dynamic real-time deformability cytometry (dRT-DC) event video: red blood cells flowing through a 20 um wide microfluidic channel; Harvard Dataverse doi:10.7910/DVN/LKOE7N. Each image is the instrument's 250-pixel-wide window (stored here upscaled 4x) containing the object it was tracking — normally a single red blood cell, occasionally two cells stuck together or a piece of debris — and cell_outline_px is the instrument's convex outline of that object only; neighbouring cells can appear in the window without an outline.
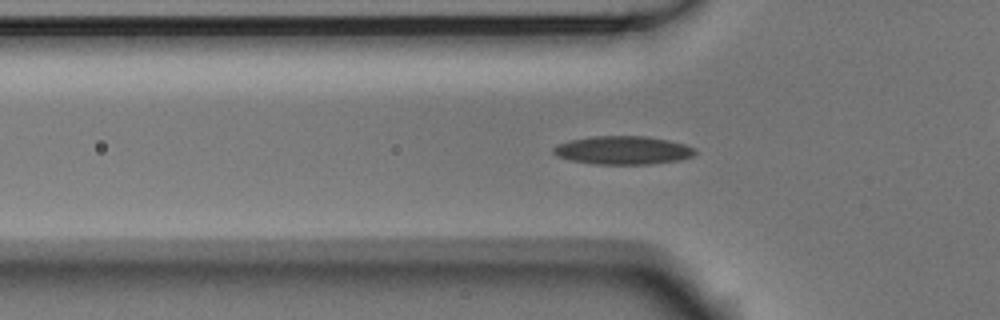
{"species": "Egyptian fruit bat (a non-hibernating species)", "species_latin": "Rousettus aegyptiacus", "temperature_condition": "room temperature", "stored_images_in_passage": 51, "camera_frame_rate_fps": 3000, "um_per_image_px": 0.085, "animal": {"sex": "male"}, "frame": {"image": 1, "passage_image": 14, "time_ms": 4.333, "image_size_px": [1000, 320], "cell_outline_px": [[696, 152], [692, 156], [680, 160], [648, 164], [596, 164], [568, 160], [556, 156], [552, 152], [552, 148], [556, 144], [568, 140], [592, 136], [648, 136], [668, 140], [684, 144], [696, 148]], "centroid_in_image_um": [52.9, 12.76], "position_along_channel_um": 72.9, "area_um2": 23.64}}
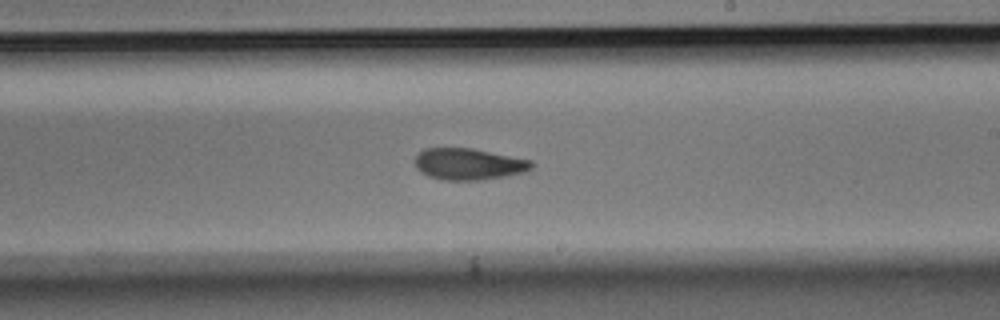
{"frame": {"image": 2, "passage_image": 28, "time_ms": 9.0, "image_size_px": [1000, 320], "cell_outline_px": [[536, 164], [528, 172], [508, 176], [480, 180], [440, 180], [428, 176], [420, 172], [416, 168], [416, 156], [424, 148], [472, 148], [532, 160]], "centroid_in_image_um": [39.89, 13.96], "position_along_channel_um": 249.1, "area_um2": 21.73}}
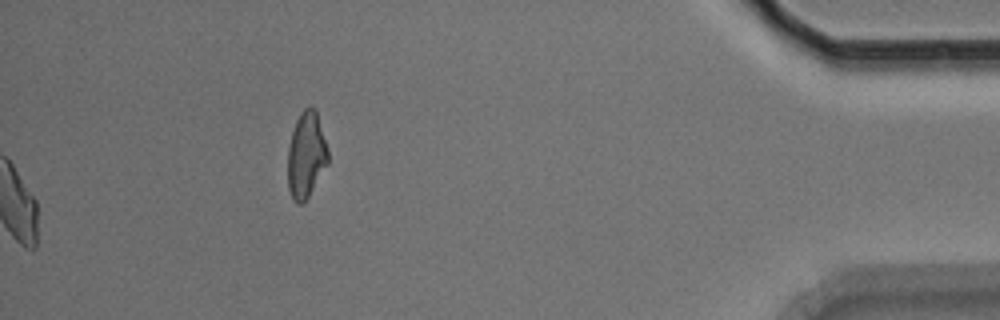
{"frame": {"image": 3, "passage_image": 51, "time_ms": 16.667, "image_size_px": [1000, 320], "cell_outline_px": [[328, 164], [308, 196], [300, 204], [296, 204], [292, 200], [288, 188], [288, 148], [292, 132], [296, 120], [300, 112], [304, 108], [316, 108], [328, 148]], "centroid_in_image_um": [26.03, 13.17], "position_along_channel_um": 409.2, "area_um2": 20.23}, "authors_computed_cell_mechanics": {"area_um2": 21.7328, "velocity_mm_per_s": 3.7618, "shape_relaxation_time_tau1_ms": 5.714, "shape_relaxation_time_tau2_ms": 2.9973, "deformation_change_tau1": 0.1465, "deformation_change_tau2": 0.1028}}